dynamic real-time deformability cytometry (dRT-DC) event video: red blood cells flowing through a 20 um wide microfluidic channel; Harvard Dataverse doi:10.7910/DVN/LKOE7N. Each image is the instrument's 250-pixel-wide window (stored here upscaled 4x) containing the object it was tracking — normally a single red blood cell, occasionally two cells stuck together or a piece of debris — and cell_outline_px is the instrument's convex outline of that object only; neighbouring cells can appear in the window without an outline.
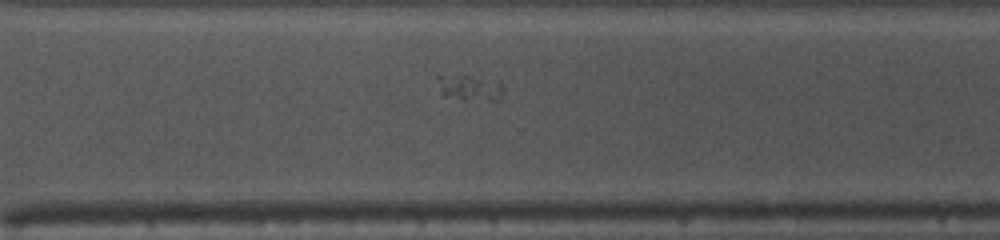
{"species": "common noctule bat (a hibernating species)", "species_latin": "Nyctalus noctula", "temperature_condition": "warm", "stored_images_in_passage": 20, "camera_frame_rate_fps": 3000, "um_per_image_px": 0.085, "animal": {"sex": "female", "body_mass_g": 10.0, "forearm_length_mm": 53.1}, "frame": {"image": 1, "passage_image": 20, "time_ms": 6.333, "image_size_px": [1000, 240], "cell_outline_px": [[504, 92], [496, 100], [464, 100], [440, 96], [436, 76], [468, 76], [500, 80], [504, 84]], "centroid_in_image_um": [39.94, 7.47], "position_along_channel_um": 330.7, "area_um2": 10.17}}